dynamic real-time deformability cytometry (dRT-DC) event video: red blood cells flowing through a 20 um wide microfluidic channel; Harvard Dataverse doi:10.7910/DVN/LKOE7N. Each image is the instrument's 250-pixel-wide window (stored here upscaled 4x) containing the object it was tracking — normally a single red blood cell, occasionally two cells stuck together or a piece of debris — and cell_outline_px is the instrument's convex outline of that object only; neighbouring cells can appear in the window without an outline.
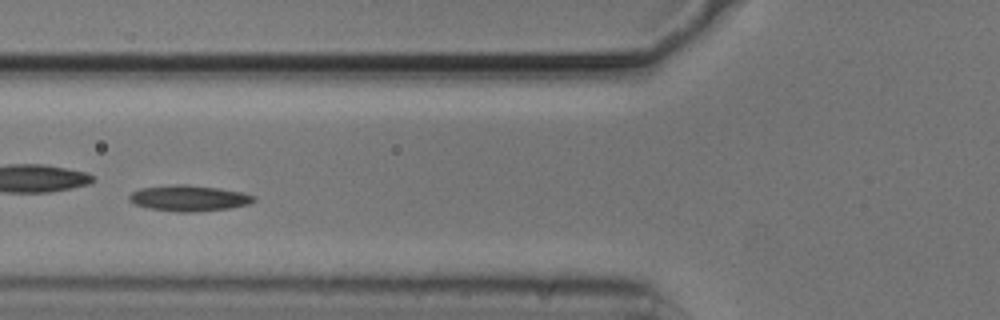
{"species": "common noctule bat (a hibernating species)", "species_latin": "Nyctalus noctula", "temperature_condition": "cold", "stored_images_in_passage": 50, "camera_frame_rate_fps": 3000, "um_per_image_px": 0.085, "animal": {"sex": "male", "body_mass_g": 20.5, "forearm_length_mm": 52.5}, "frame": {"image": 1, "passage_image": 15, "time_ms": 4.667, "image_size_px": [1000, 320], "cell_outline_px": [[256, 200], [248, 204], [232, 208], [192, 212], [180, 212], [148, 208], [132, 204], [128, 200], [128, 196], [132, 192], [140, 188], [172, 184], [188, 184], [220, 188], [240, 192], [256, 196]], "centroid_in_image_um": [16.03, 16.84], "position_along_channel_um": 109.8, "area_um2": 19.02}, "authors_computed_cell_mechanics": {"area_um2": 17.4267, "velocity_mm_per_s": 3.657, "shape_relaxation_time_tau1_ms": 6.1216, "shape_relaxation_time_tau2_ms": null, "deformation_change_tau1": 0.1277, "deformation_change_tau2": null}}